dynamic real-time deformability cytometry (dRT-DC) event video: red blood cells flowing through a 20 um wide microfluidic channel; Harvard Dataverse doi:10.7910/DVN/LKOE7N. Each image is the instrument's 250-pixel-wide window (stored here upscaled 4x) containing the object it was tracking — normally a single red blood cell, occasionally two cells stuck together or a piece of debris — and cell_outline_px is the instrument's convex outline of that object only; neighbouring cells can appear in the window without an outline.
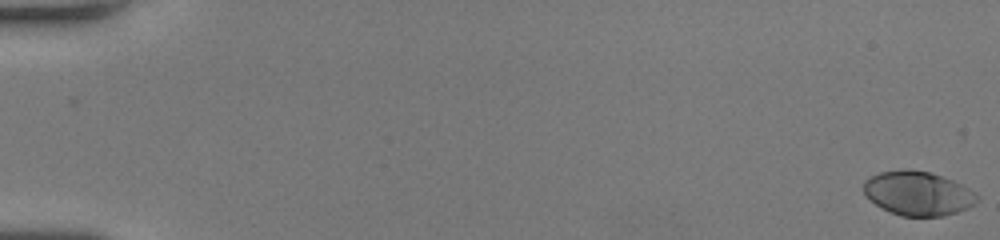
{"species": "human", "species_latin": "Homo sapiens", "temperature_condition": "room temperature", "stored_images_in_passage": 53, "camera_frame_rate_fps": 3000, "um_per_image_px": 0.085, "donor": {"sex": "female"}, "frame": {"image": 1, "passage_image": 1, "time_ms": 0.0, "image_size_px": [1000, 240], "cell_outline_px": [[980, 196], [968, 208], [944, 216], [900, 216], [876, 204], [864, 192], [864, 180], [880, 172], [900, 168], [928, 172], [952, 180], [976, 192]], "centroid_in_image_um": [78.03, 16.43], "position_along_channel_um": 7.0, "area_um2": 28.84}}
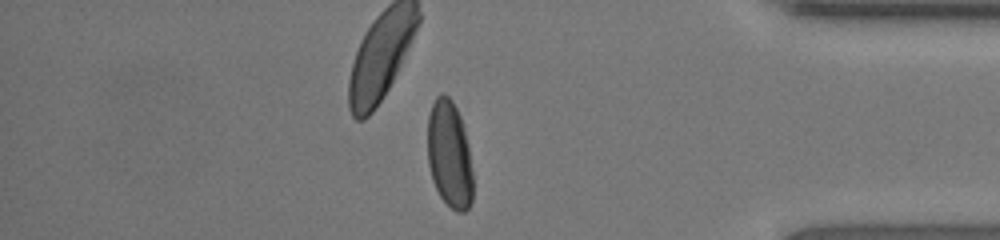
{"frame": {"image": 2, "passage_image": 46, "time_ms": 15.0, "image_size_px": [1000, 240], "cell_outline_px": [[472, 200], [468, 208], [464, 212], [456, 212], [440, 196], [432, 180], [428, 164], [428, 116], [432, 104], [436, 96], [444, 92], [452, 100], [460, 116], [464, 128], [468, 144], [472, 172]], "centroid_in_image_um": [38.2, 13.12], "position_along_channel_um": 397.0, "area_um2": 28.32}}
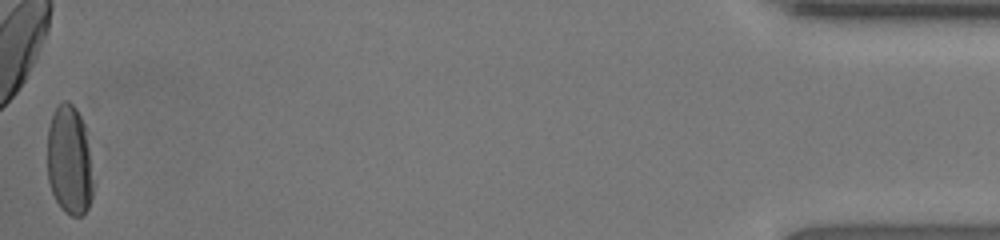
{"frame": {"image": 3, "passage_image": 53, "time_ms": 17.333, "image_size_px": [1000, 240], "cell_outline_px": [[96, 180], [92, 196], [88, 208], [80, 216], [72, 216], [64, 212], [60, 208], [52, 192], [48, 180], [48, 128], [52, 112], [64, 100], [68, 100], [76, 108], [84, 124]], "centroid_in_image_um": [5.94, 13.66], "position_along_channel_um": 429.3, "area_um2": 29.94}, "authors_computed_cell_mechanics": {"area_um2": 29.0734, "velocity_mm_per_s": 4.082, "shape_relaxation_time_tau1_ms": 5.7659, "shape_relaxation_time_tau2_ms": null, "deformation_change_tau1": 0.2384, "deformation_change_tau2": null}}